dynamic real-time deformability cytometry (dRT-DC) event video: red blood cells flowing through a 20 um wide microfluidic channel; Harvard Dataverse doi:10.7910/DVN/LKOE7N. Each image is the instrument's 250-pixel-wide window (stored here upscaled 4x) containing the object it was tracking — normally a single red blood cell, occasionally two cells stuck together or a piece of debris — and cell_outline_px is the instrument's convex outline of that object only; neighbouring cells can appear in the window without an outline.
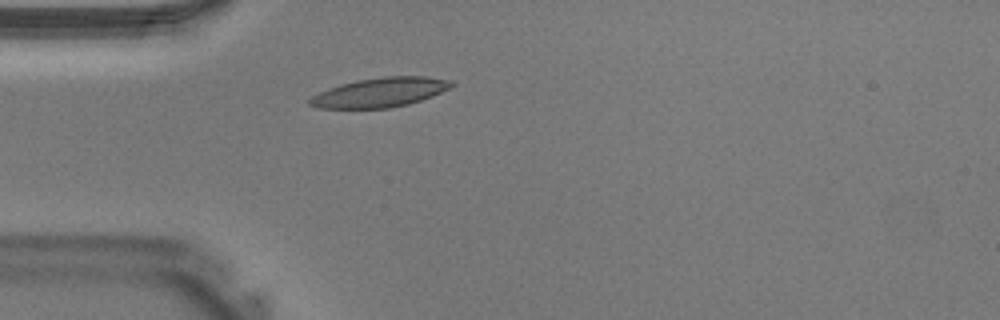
{"species": "Egyptian fruit bat (a non-hibernating species)", "species_latin": "Rousettus aegyptiacus", "temperature_condition": "warm", "stored_images_in_passage": 28, "camera_frame_rate_fps": 3000, "um_per_image_px": 0.085, "animal": {"sex": "male"}, "frame": {"image": 1, "passage_image": 1, "time_ms": 0.0, "image_size_px": [1000, 320], "cell_outline_px": [[456, 84], [432, 96], [408, 104], [388, 108], [316, 108], [308, 104], [308, 100], [312, 96], [328, 88], [340, 84], [356, 80], [384, 76], [428, 76], [452, 80]], "centroid_in_image_um": [32.3, 7.84], "position_along_channel_um": 52.7, "area_um2": 24.33}}
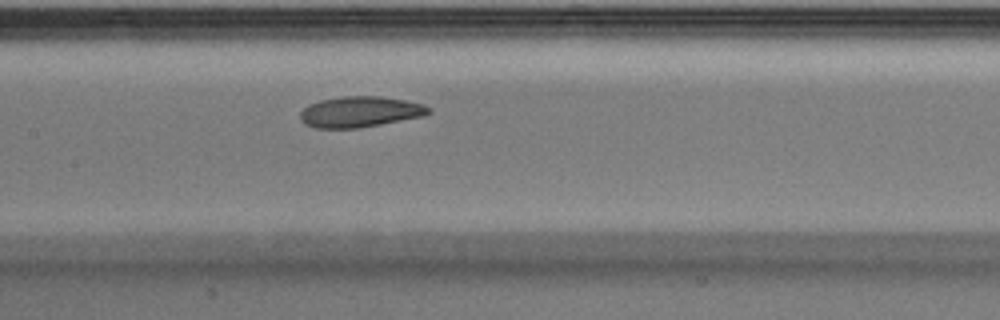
{"frame": {"image": 2, "passage_image": 9, "time_ms": 2.667, "image_size_px": [1000, 320], "cell_outline_px": [[432, 112], [424, 116], [360, 128], [316, 128], [304, 124], [300, 120], [300, 112], [308, 104], [320, 100], [340, 96], [380, 96], [404, 100], [424, 104], [432, 108]], "centroid_in_image_um": [30.61, 9.5], "position_along_channel_um": 176.8, "area_um2": 23.29}}
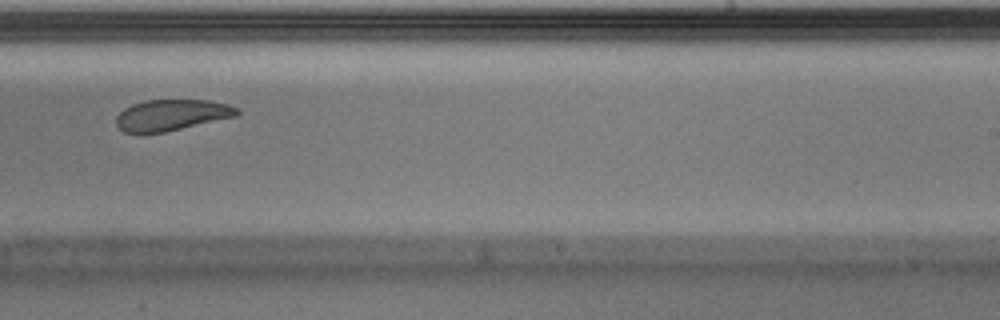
{"frame": {"image": 3, "passage_image": 15, "time_ms": 4.667, "image_size_px": [1000, 320], "cell_outline_px": [[240, 112], [236, 116], [164, 132], [124, 132], [116, 124], [116, 116], [124, 108], [132, 104], [148, 100], [208, 100], [228, 104], [240, 108]], "centroid_in_image_um": [14.61, 9.76], "position_along_channel_um": 274.4, "area_um2": 21.68}}